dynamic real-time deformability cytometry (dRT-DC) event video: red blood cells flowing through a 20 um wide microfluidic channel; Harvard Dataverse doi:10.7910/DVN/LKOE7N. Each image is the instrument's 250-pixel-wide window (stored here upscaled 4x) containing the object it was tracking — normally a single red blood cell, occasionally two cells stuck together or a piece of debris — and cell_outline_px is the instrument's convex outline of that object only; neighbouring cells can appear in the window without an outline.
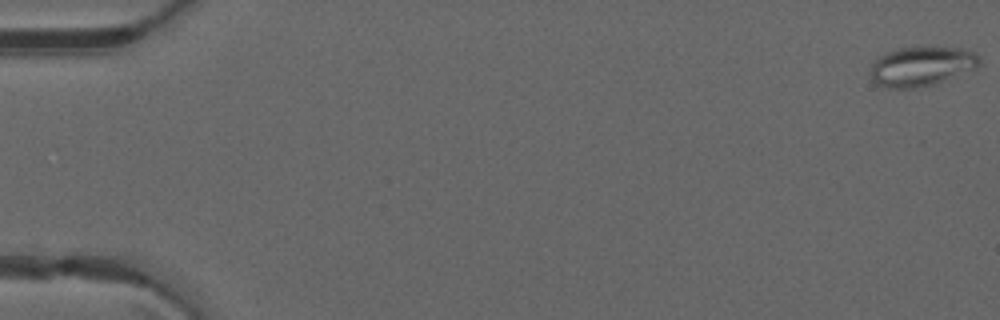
{"species": "common noctule bat (a hibernating species)", "species_latin": "Nyctalus noctula", "temperature_condition": "warm", "stored_images_in_passage": 50, "camera_frame_rate_fps": 3000, "um_per_image_px": 0.085, "animal": {"sex": "male", "forearm_length_mm": 52.5}, "frame": {"image": 1, "passage_image": 1, "time_ms": 0.0, "image_size_px": [1000, 320], "cell_outline_px": [[980, 64], [976, 68], [936, 84], [912, 88], [888, 88], [876, 84], [872, 80], [872, 64], [880, 56], [888, 52], [900, 48], [960, 48], [976, 52], [980, 60]], "centroid_in_image_um": [78.36, 5.65], "position_along_channel_um": 6.6, "area_um2": 24.74}}
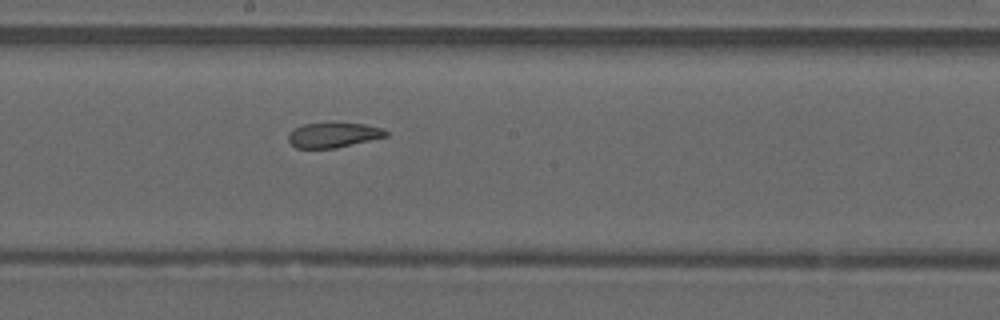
{"frame": {"image": 2, "passage_image": 29, "time_ms": 9.333, "image_size_px": [1000, 320], "cell_outline_px": [[388, 136], [336, 148], [296, 148], [288, 140], [288, 132], [304, 124], [332, 120], [364, 124], [380, 128], [388, 132]], "centroid_in_image_um": [28.32, 11.43], "position_along_channel_um": 219.9, "area_um2": 14.68}}
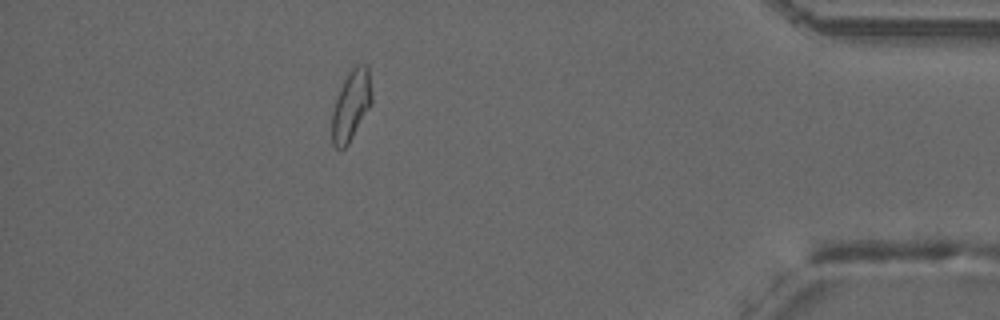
{"frame": {"image": 3, "passage_image": 46, "time_ms": 15.0, "image_size_px": [1000, 320], "cell_outline_px": [[372, 104], [348, 144], [344, 148], [336, 148], [332, 144], [332, 112], [340, 88], [348, 72], [356, 64], [368, 64], [372, 96]], "centroid_in_image_um": [29.86, 8.93], "position_along_channel_um": 405.3, "area_um2": 16.3}, "authors_computed_cell_mechanics": {"area_um2": 16.762, "velocity_mm_per_s": 4.0828, "shape_relaxation_time_tau1_ms": null, "shape_relaxation_time_tau2_ms": 4.5527, "deformation_change_tau1": null, "deformation_change_tau2": 0.1252}}